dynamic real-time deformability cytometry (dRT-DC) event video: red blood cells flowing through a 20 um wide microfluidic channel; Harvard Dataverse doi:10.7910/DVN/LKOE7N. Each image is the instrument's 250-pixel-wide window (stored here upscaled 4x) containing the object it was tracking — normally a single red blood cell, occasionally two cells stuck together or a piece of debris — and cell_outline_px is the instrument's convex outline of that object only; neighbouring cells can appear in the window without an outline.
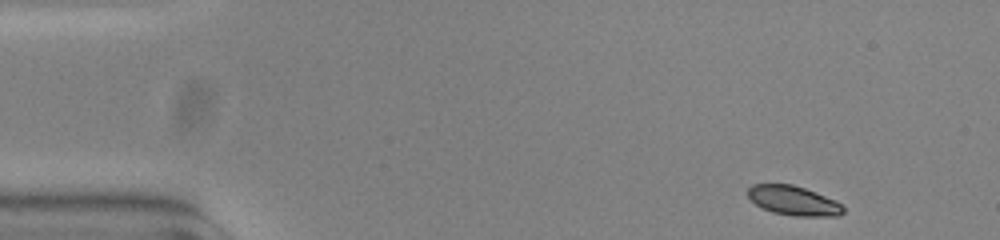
{"species": "common noctule bat (a hibernating species)", "species_latin": "Nyctalus noctula", "temperature_condition": "warm", "stored_images_in_passage": 50, "camera_frame_rate_fps": 3000, "um_per_image_px": 0.085, "animal": {"sex": "female", "body_mass_g": 23.0, "forearm_length_mm": 53.4}, "frame": {"image": 1, "passage_image": 1, "time_ms": 0.0, "image_size_px": [1000, 240], "cell_outline_px": [[844, 212], [836, 216], [792, 216], [772, 212], [756, 204], [748, 196], [748, 188], [752, 184], [792, 184], [804, 188], [836, 200], [844, 208]], "centroid_in_image_um": [67.45, 17.05], "position_along_channel_um": 17.6, "area_um2": 16.24}}
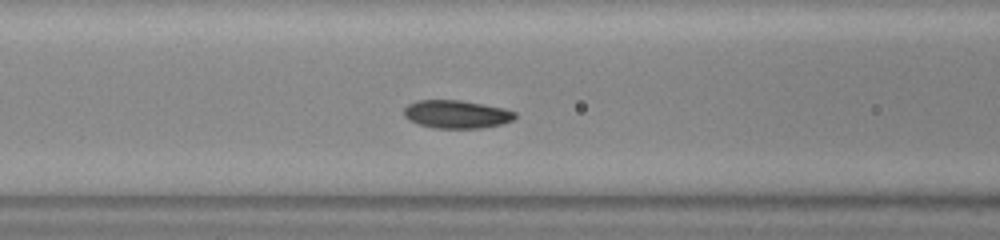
{"frame": {"image": 2, "passage_image": 18, "time_ms": 5.667, "image_size_px": [1000, 240], "cell_outline_px": [[516, 116], [512, 120], [500, 124], [480, 128], [432, 128], [408, 120], [404, 116], [404, 108], [408, 104], [416, 100], [460, 100], [504, 108], [516, 112]], "centroid_in_image_um": [38.78, 9.7], "position_along_channel_um": 127.8, "area_um2": 18.15}}
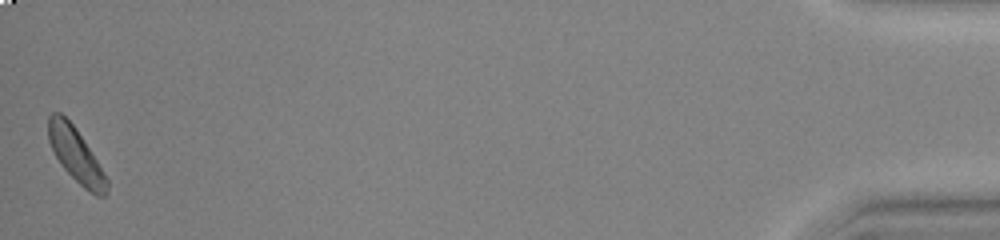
{"frame": {"image": 3, "passage_image": 50, "time_ms": 16.333, "image_size_px": [1000, 240], "cell_outline_px": [[108, 192], [104, 196], [96, 196], [84, 188], [60, 164], [48, 140], [48, 116], [52, 112], [60, 112], [76, 128], [96, 160], [108, 180]], "centroid_in_image_um": [6.44, 13.17], "position_along_channel_um": 428.8, "area_um2": 18.09}, "authors_computed_cell_mechanics": {"area_um2": 18.2359, "velocity_mm_per_s": 3.7339, "shape_relaxation_time_tau1_ms": 9.3577, "shape_relaxation_time_tau2_ms": null, "deformation_change_tau1": 0.1965, "deformation_change_tau2": null}}